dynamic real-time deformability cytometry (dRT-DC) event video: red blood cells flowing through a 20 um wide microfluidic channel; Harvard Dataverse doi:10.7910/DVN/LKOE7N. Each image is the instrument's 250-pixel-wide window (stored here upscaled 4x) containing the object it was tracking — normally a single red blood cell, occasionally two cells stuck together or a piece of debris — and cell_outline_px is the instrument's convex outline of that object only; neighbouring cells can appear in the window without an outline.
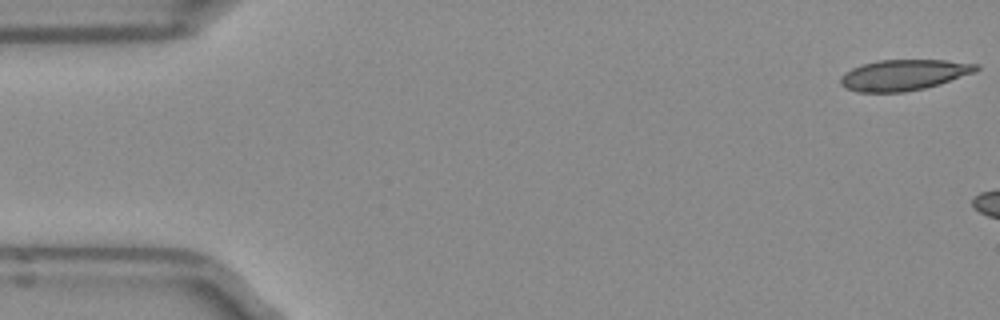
{"species": "Egyptian fruit bat (a non-hibernating species)", "species_latin": "Rousettus aegyptiacus", "temperature_condition": "room temperature", "stored_images_in_passage": 6, "camera_frame_rate_fps": 3000, "um_per_image_px": 0.085, "frame": {"image": 1, "passage_image": 1, "time_ms": 0.0, "image_size_px": [1000, 320], "cell_outline_px": [[980, 68], [976, 72], [940, 84], [924, 88], [904, 92], [860, 92], [844, 88], [840, 84], [840, 76], [844, 72], [860, 64], [876, 60], [944, 60], [980, 64]], "centroid_in_image_um": [76.81, 6.36], "position_along_channel_um": 8.2, "area_um2": 24.62}}